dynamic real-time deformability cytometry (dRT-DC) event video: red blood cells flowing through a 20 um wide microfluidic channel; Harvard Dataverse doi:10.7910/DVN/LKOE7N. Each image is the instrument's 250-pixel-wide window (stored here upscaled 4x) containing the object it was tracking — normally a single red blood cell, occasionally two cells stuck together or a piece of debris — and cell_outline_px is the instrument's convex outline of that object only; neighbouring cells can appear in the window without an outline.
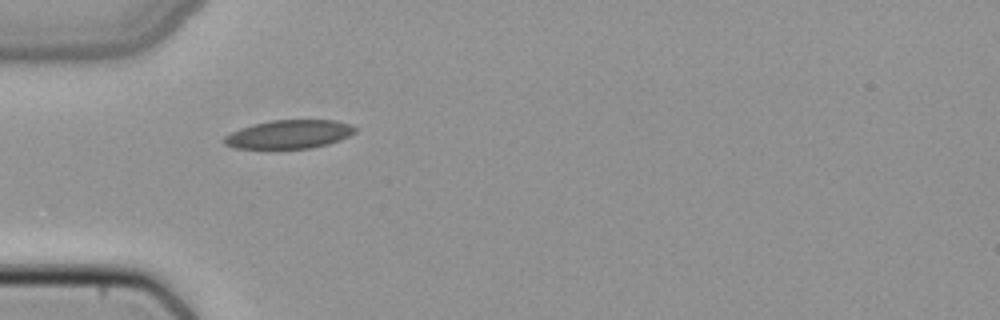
{"species": "common noctule bat (a hibernating species)", "species_latin": "Nyctalus noctula", "temperature_condition": "cold", "stored_images_in_passage": 30, "camera_frame_rate_fps": 3000, "um_per_image_px": 0.085, "animal": {"sex": "female", "body_mass_g": 22.7, "forearm_length_mm": 54.2}, "frame": {"image": 1, "passage_image": 1, "time_ms": 0.0, "image_size_px": [1000, 320], "cell_outline_px": [[356, 132], [340, 140], [328, 144], [312, 148], [232, 148], [224, 144], [224, 136], [240, 128], [272, 120], [336, 120], [352, 124], [356, 128]], "centroid_in_image_um": [24.61, 11.41], "position_along_channel_um": 60.4, "area_um2": 21.73}}
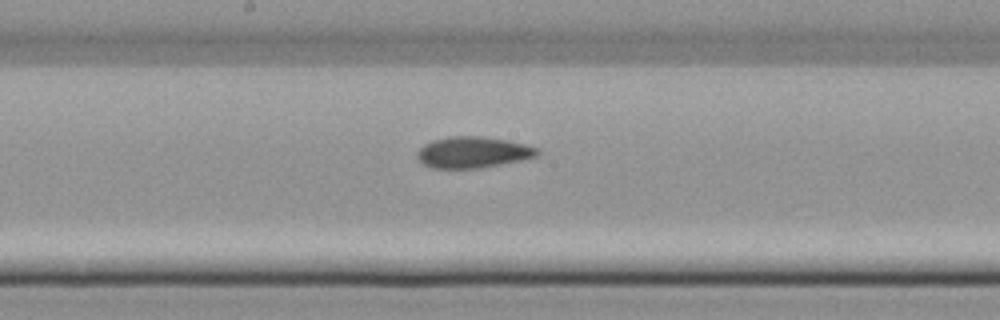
{"frame": {"image": 2, "passage_image": 12, "time_ms": 3.667, "image_size_px": [1000, 320], "cell_outline_px": [[540, 152], [536, 156], [520, 160], [480, 168], [432, 168], [420, 164], [416, 156], [416, 152], [424, 144], [432, 140], [448, 136], [480, 136], [504, 140], [524, 144], [536, 148]], "centroid_in_image_um": [40.11, 12.95], "position_along_channel_um": 208.1, "area_um2": 21.79}}
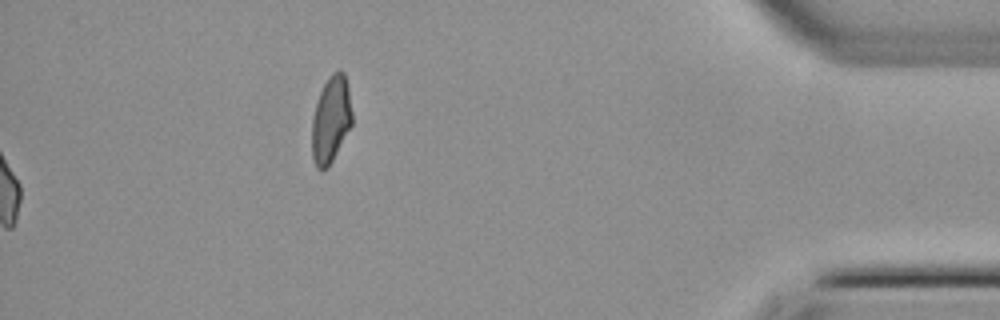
{"frame": {"image": 3, "passage_image": 30, "time_ms": 9.667, "image_size_px": [1000, 320], "cell_outline_px": [[352, 124], [328, 168], [320, 172], [316, 168], [312, 160], [312, 116], [320, 92], [328, 76], [332, 72], [340, 68], [344, 72], [348, 88], [352, 112]], "centroid_in_image_um": [28.11, 10.17], "position_along_channel_um": 407.1, "area_um2": 20.52}}